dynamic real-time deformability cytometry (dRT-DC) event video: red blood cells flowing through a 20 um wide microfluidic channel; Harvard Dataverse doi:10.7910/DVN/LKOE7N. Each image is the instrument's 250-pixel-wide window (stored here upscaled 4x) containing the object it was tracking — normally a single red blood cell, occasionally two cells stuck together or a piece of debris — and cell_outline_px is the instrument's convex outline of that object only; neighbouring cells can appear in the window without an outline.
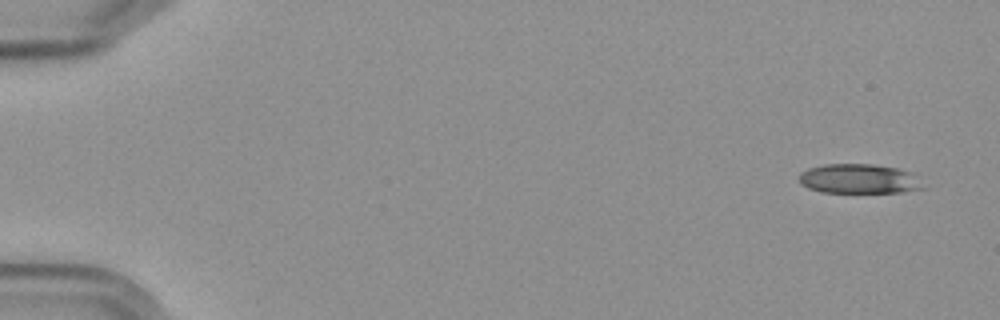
{"species": "Egyptian fruit bat (a non-hibernating species)", "species_latin": "Rousettus aegyptiacus", "temperature_condition": "cold", "stored_images_in_passage": 5, "camera_frame_rate_fps": 3000, "um_per_image_px": 0.085, "frame": {"image": 1, "passage_image": 1, "time_ms": 0.0, "image_size_px": [1000, 320], "cell_outline_px": [[924, 188], [900, 192], [820, 192], [808, 188], [800, 184], [800, 172], [808, 168], [824, 164], [872, 164], [900, 168], [912, 172]], "centroid_in_image_um": [72.98, 15.19], "position_along_channel_um": 12.0, "area_um2": 21.33}}
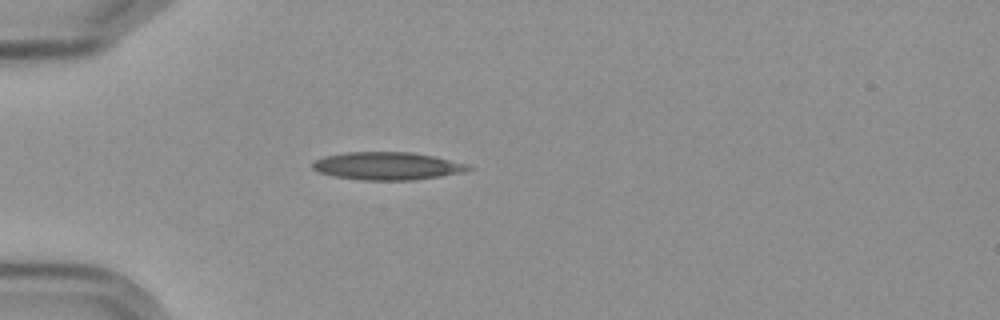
{"frame": {"image": 2, "passage_image": 5, "time_ms": 4.667, "image_size_px": [1000, 320], "cell_outline_px": [[472, 168], [464, 172], [440, 176], [412, 180], [360, 180], [332, 176], [320, 172], [312, 168], [312, 164], [316, 160], [324, 156], [348, 152], [412, 152], [432, 156], [468, 164]], "centroid_in_image_um": [32.9, 14.11], "position_along_channel_um": 52.1, "area_um2": 25.09}}